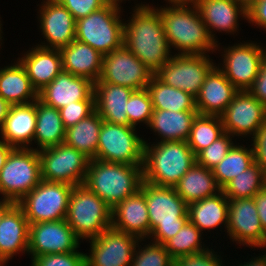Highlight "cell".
Segmentation results:
<instances>
[{
  "label": "cell",
  "mask_w": 266,
  "mask_h": 266,
  "mask_svg": "<svg viewBox=\"0 0 266 266\" xmlns=\"http://www.w3.org/2000/svg\"><path fill=\"white\" fill-rule=\"evenodd\" d=\"M133 12L124 24L123 45L155 74L171 58L162 18L149 5H138Z\"/></svg>",
  "instance_id": "obj_1"
},
{
  "label": "cell",
  "mask_w": 266,
  "mask_h": 266,
  "mask_svg": "<svg viewBox=\"0 0 266 266\" xmlns=\"http://www.w3.org/2000/svg\"><path fill=\"white\" fill-rule=\"evenodd\" d=\"M171 4L172 7L157 8L169 46L179 49L180 55L205 54L217 46L195 4H191L193 9L186 3Z\"/></svg>",
  "instance_id": "obj_2"
},
{
  "label": "cell",
  "mask_w": 266,
  "mask_h": 266,
  "mask_svg": "<svg viewBox=\"0 0 266 266\" xmlns=\"http://www.w3.org/2000/svg\"><path fill=\"white\" fill-rule=\"evenodd\" d=\"M142 166L92 159L83 184L113 209L140 189Z\"/></svg>",
  "instance_id": "obj_3"
},
{
  "label": "cell",
  "mask_w": 266,
  "mask_h": 266,
  "mask_svg": "<svg viewBox=\"0 0 266 266\" xmlns=\"http://www.w3.org/2000/svg\"><path fill=\"white\" fill-rule=\"evenodd\" d=\"M196 163V155L186 141L144 142L143 181L155 186L174 187Z\"/></svg>",
  "instance_id": "obj_4"
},
{
  "label": "cell",
  "mask_w": 266,
  "mask_h": 266,
  "mask_svg": "<svg viewBox=\"0 0 266 266\" xmlns=\"http://www.w3.org/2000/svg\"><path fill=\"white\" fill-rule=\"evenodd\" d=\"M140 189L147 202L150 236H154L153 242L164 245L188 221V204L177 194L175 187L142 181Z\"/></svg>",
  "instance_id": "obj_5"
},
{
  "label": "cell",
  "mask_w": 266,
  "mask_h": 266,
  "mask_svg": "<svg viewBox=\"0 0 266 266\" xmlns=\"http://www.w3.org/2000/svg\"><path fill=\"white\" fill-rule=\"evenodd\" d=\"M65 220L79 239H92L111 227L112 208L84 184L76 185Z\"/></svg>",
  "instance_id": "obj_6"
},
{
  "label": "cell",
  "mask_w": 266,
  "mask_h": 266,
  "mask_svg": "<svg viewBox=\"0 0 266 266\" xmlns=\"http://www.w3.org/2000/svg\"><path fill=\"white\" fill-rule=\"evenodd\" d=\"M119 9L117 5L106 4L101 9L77 20L75 39L90 45L102 55L121 48L124 23L119 19Z\"/></svg>",
  "instance_id": "obj_7"
},
{
  "label": "cell",
  "mask_w": 266,
  "mask_h": 266,
  "mask_svg": "<svg viewBox=\"0 0 266 266\" xmlns=\"http://www.w3.org/2000/svg\"><path fill=\"white\" fill-rule=\"evenodd\" d=\"M41 181L37 149L14 148L0 170V193L14 203L19 202Z\"/></svg>",
  "instance_id": "obj_8"
},
{
  "label": "cell",
  "mask_w": 266,
  "mask_h": 266,
  "mask_svg": "<svg viewBox=\"0 0 266 266\" xmlns=\"http://www.w3.org/2000/svg\"><path fill=\"white\" fill-rule=\"evenodd\" d=\"M73 187L66 183L41 180L17 204L22 208L29 224L59 221L66 218Z\"/></svg>",
  "instance_id": "obj_9"
},
{
  "label": "cell",
  "mask_w": 266,
  "mask_h": 266,
  "mask_svg": "<svg viewBox=\"0 0 266 266\" xmlns=\"http://www.w3.org/2000/svg\"><path fill=\"white\" fill-rule=\"evenodd\" d=\"M41 180L81 185L85 181L90 158L66 144L39 150Z\"/></svg>",
  "instance_id": "obj_10"
},
{
  "label": "cell",
  "mask_w": 266,
  "mask_h": 266,
  "mask_svg": "<svg viewBox=\"0 0 266 266\" xmlns=\"http://www.w3.org/2000/svg\"><path fill=\"white\" fill-rule=\"evenodd\" d=\"M144 140L134 126L103 121L95 159L127 165H143Z\"/></svg>",
  "instance_id": "obj_11"
},
{
  "label": "cell",
  "mask_w": 266,
  "mask_h": 266,
  "mask_svg": "<svg viewBox=\"0 0 266 266\" xmlns=\"http://www.w3.org/2000/svg\"><path fill=\"white\" fill-rule=\"evenodd\" d=\"M213 67V62L205 54H177L171 56L155 76L164 84L181 89L196 98L206 75Z\"/></svg>",
  "instance_id": "obj_12"
},
{
  "label": "cell",
  "mask_w": 266,
  "mask_h": 266,
  "mask_svg": "<svg viewBox=\"0 0 266 266\" xmlns=\"http://www.w3.org/2000/svg\"><path fill=\"white\" fill-rule=\"evenodd\" d=\"M155 74L124 45L103 55L102 72L95 83H110L130 87L133 90L145 89Z\"/></svg>",
  "instance_id": "obj_13"
},
{
  "label": "cell",
  "mask_w": 266,
  "mask_h": 266,
  "mask_svg": "<svg viewBox=\"0 0 266 266\" xmlns=\"http://www.w3.org/2000/svg\"><path fill=\"white\" fill-rule=\"evenodd\" d=\"M91 240V254L85 255L86 266H131L137 236L112 226Z\"/></svg>",
  "instance_id": "obj_14"
},
{
  "label": "cell",
  "mask_w": 266,
  "mask_h": 266,
  "mask_svg": "<svg viewBox=\"0 0 266 266\" xmlns=\"http://www.w3.org/2000/svg\"><path fill=\"white\" fill-rule=\"evenodd\" d=\"M79 238L65 219L29 224L28 252L34 257L77 251Z\"/></svg>",
  "instance_id": "obj_15"
},
{
  "label": "cell",
  "mask_w": 266,
  "mask_h": 266,
  "mask_svg": "<svg viewBox=\"0 0 266 266\" xmlns=\"http://www.w3.org/2000/svg\"><path fill=\"white\" fill-rule=\"evenodd\" d=\"M220 117L224 132L232 137L245 134L255 136L257 130L266 123V105L249 91H239Z\"/></svg>",
  "instance_id": "obj_16"
},
{
  "label": "cell",
  "mask_w": 266,
  "mask_h": 266,
  "mask_svg": "<svg viewBox=\"0 0 266 266\" xmlns=\"http://www.w3.org/2000/svg\"><path fill=\"white\" fill-rule=\"evenodd\" d=\"M227 49L221 71L239 91H248L259 75L266 50L254 43H241Z\"/></svg>",
  "instance_id": "obj_17"
},
{
  "label": "cell",
  "mask_w": 266,
  "mask_h": 266,
  "mask_svg": "<svg viewBox=\"0 0 266 266\" xmlns=\"http://www.w3.org/2000/svg\"><path fill=\"white\" fill-rule=\"evenodd\" d=\"M227 233L239 244L266 246V234L254 198L228 199Z\"/></svg>",
  "instance_id": "obj_18"
},
{
  "label": "cell",
  "mask_w": 266,
  "mask_h": 266,
  "mask_svg": "<svg viewBox=\"0 0 266 266\" xmlns=\"http://www.w3.org/2000/svg\"><path fill=\"white\" fill-rule=\"evenodd\" d=\"M38 99L56 109L81 100H95L94 82L88 78L62 71L50 84L38 92Z\"/></svg>",
  "instance_id": "obj_19"
},
{
  "label": "cell",
  "mask_w": 266,
  "mask_h": 266,
  "mask_svg": "<svg viewBox=\"0 0 266 266\" xmlns=\"http://www.w3.org/2000/svg\"><path fill=\"white\" fill-rule=\"evenodd\" d=\"M44 3L39 10L40 23L49 44L40 46L52 49L68 46L75 40V18L58 0H46Z\"/></svg>",
  "instance_id": "obj_20"
},
{
  "label": "cell",
  "mask_w": 266,
  "mask_h": 266,
  "mask_svg": "<svg viewBox=\"0 0 266 266\" xmlns=\"http://www.w3.org/2000/svg\"><path fill=\"white\" fill-rule=\"evenodd\" d=\"M238 92L221 69L214 66L206 75L195 98L198 114L220 116Z\"/></svg>",
  "instance_id": "obj_21"
},
{
  "label": "cell",
  "mask_w": 266,
  "mask_h": 266,
  "mask_svg": "<svg viewBox=\"0 0 266 266\" xmlns=\"http://www.w3.org/2000/svg\"><path fill=\"white\" fill-rule=\"evenodd\" d=\"M113 228L137 236L150 237V222L144 192L139 189L112 209Z\"/></svg>",
  "instance_id": "obj_22"
},
{
  "label": "cell",
  "mask_w": 266,
  "mask_h": 266,
  "mask_svg": "<svg viewBox=\"0 0 266 266\" xmlns=\"http://www.w3.org/2000/svg\"><path fill=\"white\" fill-rule=\"evenodd\" d=\"M29 222L22 208L14 203L0 221V263H7L15 253L27 251Z\"/></svg>",
  "instance_id": "obj_23"
},
{
  "label": "cell",
  "mask_w": 266,
  "mask_h": 266,
  "mask_svg": "<svg viewBox=\"0 0 266 266\" xmlns=\"http://www.w3.org/2000/svg\"><path fill=\"white\" fill-rule=\"evenodd\" d=\"M134 90L110 83H94L95 109L103 121L132 126L127 116L128 99Z\"/></svg>",
  "instance_id": "obj_24"
},
{
  "label": "cell",
  "mask_w": 266,
  "mask_h": 266,
  "mask_svg": "<svg viewBox=\"0 0 266 266\" xmlns=\"http://www.w3.org/2000/svg\"><path fill=\"white\" fill-rule=\"evenodd\" d=\"M25 68L27 76L31 80L37 92L63 71L61 54L59 49L36 46L18 60Z\"/></svg>",
  "instance_id": "obj_25"
},
{
  "label": "cell",
  "mask_w": 266,
  "mask_h": 266,
  "mask_svg": "<svg viewBox=\"0 0 266 266\" xmlns=\"http://www.w3.org/2000/svg\"><path fill=\"white\" fill-rule=\"evenodd\" d=\"M63 71L97 82L101 76L103 55L90 45L74 40L59 49Z\"/></svg>",
  "instance_id": "obj_26"
},
{
  "label": "cell",
  "mask_w": 266,
  "mask_h": 266,
  "mask_svg": "<svg viewBox=\"0 0 266 266\" xmlns=\"http://www.w3.org/2000/svg\"><path fill=\"white\" fill-rule=\"evenodd\" d=\"M35 127L36 101L11 105L0 130L2 140L14 148H27L26 146L34 138Z\"/></svg>",
  "instance_id": "obj_27"
},
{
  "label": "cell",
  "mask_w": 266,
  "mask_h": 266,
  "mask_svg": "<svg viewBox=\"0 0 266 266\" xmlns=\"http://www.w3.org/2000/svg\"><path fill=\"white\" fill-rule=\"evenodd\" d=\"M195 5L214 40L211 29L232 33L237 30L239 13L247 18V9L238 0H198Z\"/></svg>",
  "instance_id": "obj_28"
},
{
  "label": "cell",
  "mask_w": 266,
  "mask_h": 266,
  "mask_svg": "<svg viewBox=\"0 0 266 266\" xmlns=\"http://www.w3.org/2000/svg\"><path fill=\"white\" fill-rule=\"evenodd\" d=\"M177 194L187 203L217 195L218 186L213 171L195 163L174 186Z\"/></svg>",
  "instance_id": "obj_29"
},
{
  "label": "cell",
  "mask_w": 266,
  "mask_h": 266,
  "mask_svg": "<svg viewBox=\"0 0 266 266\" xmlns=\"http://www.w3.org/2000/svg\"><path fill=\"white\" fill-rule=\"evenodd\" d=\"M0 96L10 105L28 104L38 99V92L18 61L13 66L0 69Z\"/></svg>",
  "instance_id": "obj_30"
},
{
  "label": "cell",
  "mask_w": 266,
  "mask_h": 266,
  "mask_svg": "<svg viewBox=\"0 0 266 266\" xmlns=\"http://www.w3.org/2000/svg\"><path fill=\"white\" fill-rule=\"evenodd\" d=\"M197 111H169L154 109L148 126L164 141H187Z\"/></svg>",
  "instance_id": "obj_31"
},
{
  "label": "cell",
  "mask_w": 266,
  "mask_h": 266,
  "mask_svg": "<svg viewBox=\"0 0 266 266\" xmlns=\"http://www.w3.org/2000/svg\"><path fill=\"white\" fill-rule=\"evenodd\" d=\"M188 220L200 231L228 224V198L221 191L217 195L188 204ZM203 229V230H202Z\"/></svg>",
  "instance_id": "obj_32"
},
{
  "label": "cell",
  "mask_w": 266,
  "mask_h": 266,
  "mask_svg": "<svg viewBox=\"0 0 266 266\" xmlns=\"http://www.w3.org/2000/svg\"><path fill=\"white\" fill-rule=\"evenodd\" d=\"M66 128L59 109L36 100V127L34 138L39 149L57 146L64 143Z\"/></svg>",
  "instance_id": "obj_33"
},
{
  "label": "cell",
  "mask_w": 266,
  "mask_h": 266,
  "mask_svg": "<svg viewBox=\"0 0 266 266\" xmlns=\"http://www.w3.org/2000/svg\"><path fill=\"white\" fill-rule=\"evenodd\" d=\"M102 123L103 119L95 110L76 125L66 129L64 144L75 148L91 160L95 159Z\"/></svg>",
  "instance_id": "obj_34"
},
{
  "label": "cell",
  "mask_w": 266,
  "mask_h": 266,
  "mask_svg": "<svg viewBox=\"0 0 266 266\" xmlns=\"http://www.w3.org/2000/svg\"><path fill=\"white\" fill-rule=\"evenodd\" d=\"M149 92L153 109L169 111H197L195 98L185 91L168 86L155 75L146 87Z\"/></svg>",
  "instance_id": "obj_35"
},
{
  "label": "cell",
  "mask_w": 266,
  "mask_h": 266,
  "mask_svg": "<svg viewBox=\"0 0 266 266\" xmlns=\"http://www.w3.org/2000/svg\"><path fill=\"white\" fill-rule=\"evenodd\" d=\"M253 148L233 145L224 159L213 169L218 186L222 189L229 181L254 164Z\"/></svg>",
  "instance_id": "obj_36"
},
{
  "label": "cell",
  "mask_w": 266,
  "mask_h": 266,
  "mask_svg": "<svg viewBox=\"0 0 266 266\" xmlns=\"http://www.w3.org/2000/svg\"><path fill=\"white\" fill-rule=\"evenodd\" d=\"M224 127L220 116L200 115L194 118L187 144L197 155L224 134Z\"/></svg>",
  "instance_id": "obj_37"
},
{
  "label": "cell",
  "mask_w": 266,
  "mask_h": 266,
  "mask_svg": "<svg viewBox=\"0 0 266 266\" xmlns=\"http://www.w3.org/2000/svg\"><path fill=\"white\" fill-rule=\"evenodd\" d=\"M265 186L266 173L254 163L247 170L229 181L222 188V192L228 199L253 198Z\"/></svg>",
  "instance_id": "obj_38"
},
{
  "label": "cell",
  "mask_w": 266,
  "mask_h": 266,
  "mask_svg": "<svg viewBox=\"0 0 266 266\" xmlns=\"http://www.w3.org/2000/svg\"><path fill=\"white\" fill-rule=\"evenodd\" d=\"M201 231L189 220L183 225L180 231L169 239L165 244V249L175 260L179 257L205 251L200 242Z\"/></svg>",
  "instance_id": "obj_39"
},
{
  "label": "cell",
  "mask_w": 266,
  "mask_h": 266,
  "mask_svg": "<svg viewBox=\"0 0 266 266\" xmlns=\"http://www.w3.org/2000/svg\"><path fill=\"white\" fill-rule=\"evenodd\" d=\"M129 123L135 127L139 122H150L153 114V104L148 90H134L128 99V108L126 109Z\"/></svg>",
  "instance_id": "obj_40"
},
{
  "label": "cell",
  "mask_w": 266,
  "mask_h": 266,
  "mask_svg": "<svg viewBox=\"0 0 266 266\" xmlns=\"http://www.w3.org/2000/svg\"><path fill=\"white\" fill-rule=\"evenodd\" d=\"M131 266H174V259L165 246L153 242L140 251H134Z\"/></svg>",
  "instance_id": "obj_41"
},
{
  "label": "cell",
  "mask_w": 266,
  "mask_h": 266,
  "mask_svg": "<svg viewBox=\"0 0 266 266\" xmlns=\"http://www.w3.org/2000/svg\"><path fill=\"white\" fill-rule=\"evenodd\" d=\"M229 133H224L207 148L196 155V163L207 169H213L227 155L234 145Z\"/></svg>",
  "instance_id": "obj_42"
},
{
  "label": "cell",
  "mask_w": 266,
  "mask_h": 266,
  "mask_svg": "<svg viewBox=\"0 0 266 266\" xmlns=\"http://www.w3.org/2000/svg\"><path fill=\"white\" fill-rule=\"evenodd\" d=\"M85 255L73 251L69 253L45 254L32 259V266H86Z\"/></svg>",
  "instance_id": "obj_43"
},
{
  "label": "cell",
  "mask_w": 266,
  "mask_h": 266,
  "mask_svg": "<svg viewBox=\"0 0 266 266\" xmlns=\"http://www.w3.org/2000/svg\"><path fill=\"white\" fill-rule=\"evenodd\" d=\"M95 110V100H81L60 108L59 112L64 127L67 129L76 125L80 120L86 118Z\"/></svg>",
  "instance_id": "obj_44"
},
{
  "label": "cell",
  "mask_w": 266,
  "mask_h": 266,
  "mask_svg": "<svg viewBox=\"0 0 266 266\" xmlns=\"http://www.w3.org/2000/svg\"><path fill=\"white\" fill-rule=\"evenodd\" d=\"M75 18L79 20L95 12L107 3L104 0H58Z\"/></svg>",
  "instance_id": "obj_45"
},
{
  "label": "cell",
  "mask_w": 266,
  "mask_h": 266,
  "mask_svg": "<svg viewBox=\"0 0 266 266\" xmlns=\"http://www.w3.org/2000/svg\"><path fill=\"white\" fill-rule=\"evenodd\" d=\"M217 257L219 256L207 248L205 251L175 259L174 266H221L222 261Z\"/></svg>",
  "instance_id": "obj_46"
},
{
  "label": "cell",
  "mask_w": 266,
  "mask_h": 266,
  "mask_svg": "<svg viewBox=\"0 0 266 266\" xmlns=\"http://www.w3.org/2000/svg\"><path fill=\"white\" fill-rule=\"evenodd\" d=\"M253 140L254 162L266 173V123L256 132Z\"/></svg>",
  "instance_id": "obj_47"
},
{
  "label": "cell",
  "mask_w": 266,
  "mask_h": 266,
  "mask_svg": "<svg viewBox=\"0 0 266 266\" xmlns=\"http://www.w3.org/2000/svg\"><path fill=\"white\" fill-rule=\"evenodd\" d=\"M248 91L262 104L266 105V55L262 60L259 75Z\"/></svg>",
  "instance_id": "obj_48"
},
{
  "label": "cell",
  "mask_w": 266,
  "mask_h": 266,
  "mask_svg": "<svg viewBox=\"0 0 266 266\" xmlns=\"http://www.w3.org/2000/svg\"><path fill=\"white\" fill-rule=\"evenodd\" d=\"M247 20L266 28V0H258L247 9Z\"/></svg>",
  "instance_id": "obj_49"
},
{
  "label": "cell",
  "mask_w": 266,
  "mask_h": 266,
  "mask_svg": "<svg viewBox=\"0 0 266 266\" xmlns=\"http://www.w3.org/2000/svg\"><path fill=\"white\" fill-rule=\"evenodd\" d=\"M258 216L262 224V229L266 234V186L254 195Z\"/></svg>",
  "instance_id": "obj_50"
},
{
  "label": "cell",
  "mask_w": 266,
  "mask_h": 266,
  "mask_svg": "<svg viewBox=\"0 0 266 266\" xmlns=\"http://www.w3.org/2000/svg\"><path fill=\"white\" fill-rule=\"evenodd\" d=\"M14 147L8 145L4 140H0V170L5 165L7 157Z\"/></svg>",
  "instance_id": "obj_51"
},
{
  "label": "cell",
  "mask_w": 266,
  "mask_h": 266,
  "mask_svg": "<svg viewBox=\"0 0 266 266\" xmlns=\"http://www.w3.org/2000/svg\"><path fill=\"white\" fill-rule=\"evenodd\" d=\"M10 104L0 96V130L3 126L5 118L8 115Z\"/></svg>",
  "instance_id": "obj_52"
},
{
  "label": "cell",
  "mask_w": 266,
  "mask_h": 266,
  "mask_svg": "<svg viewBox=\"0 0 266 266\" xmlns=\"http://www.w3.org/2000/svg\"><path fill=\"white\" fill-rule=\"evenodd\" d=\"M256 259V260H255ZM240 266H266V255H263L262 257L254 258V260H251L250 262H247L246 264H241Z\"/></svg>",
  "instance_id": "obj_53"
},
{
  "label": "cell",
  "mask_w": 266,
  "mask_h": 266,
  "mask_svg": "<svg viewBox=\"0 0 266 266\" xmlns=\"http://www.w3.org/2000/svg\"><path fill=\"white\" fill-rule=\"evenodd\" d=\"M14 204L13 201L4 198L1 202H0V221L3 217V215L5 214V212Z\"/></svg>",
  "instance_id": "obj_54"
},
{
  "label": "cell",
  "mask_w": 266,
  "mask_h": 266,
  "mask_svg": "<svg viewBox=\"0 0 266 266\" xmlns=\"http://www.w3.org/2000/svg\"><path fill=\"white\" fill-rule=\"evenodd\" d=\"M246 9L250 8L258 0H238Z\"/></svg>",
  "instance_id": "obj_55"
},
{
  "label": "cell",
  "mask_w": 266,
  "mask_h": 266,
  "mask_svg": "<svg viewBox=\"0 0 266 266\" xmlns=\"http://www.w3.org/2000/svg\"><path fill=\"white\" fill-rule=\"evenodd\" d=\"M198 0H169L170 3H186L189 4H195Z\"/></svg>",
  "instance_id": "obj_56"
},
{
  "label": "cell",
  "mask_w": 266,
  "mask_h": 266,
  "mask_svg": "<svg viewBox=\"0 0 266 266\" xmlns=\"http://www.w3.org/2000/svg\"><path fill=\"white\" fill-rule=\"evenodd\" d=\"M107 4H114V5H118L119 0H104ZM121 1V0H120Z\"/></svg>",
  "instance_id": "obj_57"
}]
</instances>
